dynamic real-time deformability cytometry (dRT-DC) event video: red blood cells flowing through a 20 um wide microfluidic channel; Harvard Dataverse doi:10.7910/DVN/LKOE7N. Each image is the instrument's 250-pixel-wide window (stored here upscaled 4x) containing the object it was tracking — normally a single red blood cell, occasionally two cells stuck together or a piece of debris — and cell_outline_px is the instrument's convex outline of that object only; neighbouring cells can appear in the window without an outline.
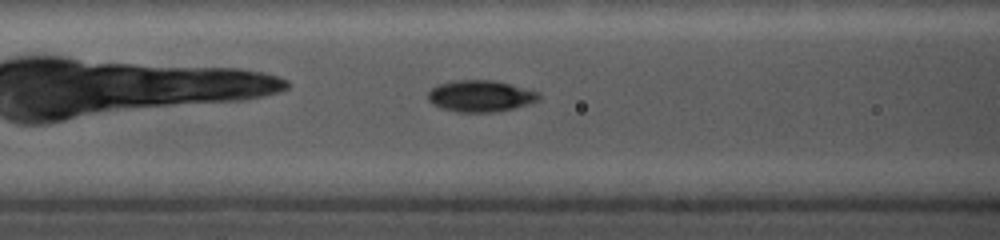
{"species": "common noctule bat (a hibernating species)", "species_latin": "Nyctalus noctula", "temperature_condition": "cold", "stored_images_in_passage": 31, "camera_frame_rate_fps": 5000, "um_per_image_px": 0.085, "animal": {"sex": "female", "body_mass_g": 19.0, "forearm_length_mm": 56.7}, "frame": {"image": 1, "passage_image": 15, "time_ms": 5.8, "image_size_px": [1000, 240], "cell_outline_px": [[540, 100], [532, 104], [516, 108], [496, 112], [456, 112], [440, 108], [432, 104], [428, 100], [428, 92], [436, 84], [452, 80], [496, 80], [540, 92]], "centroid_in_image_um": [40.86, 8.16], "position_along_channel_um": 125.7, "area_um2": 20.87}}
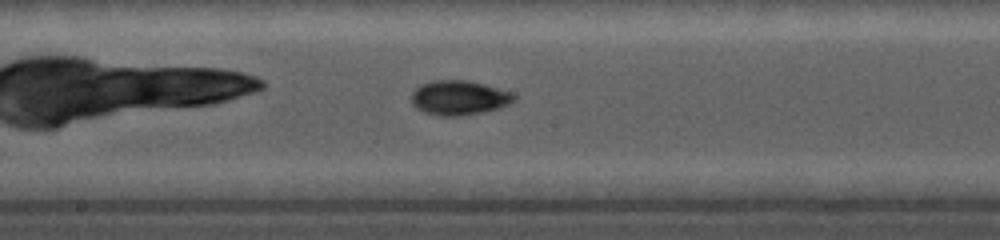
{"frame": {"image": 2, "passage_image": 20, "time_ms": 8.0, "image_size_px": [1000, 240], "cell_outline_px": [[516, 100], [500, 108], [484, 112], [460, 116], [440, 116], [424, 112], [416, 108], [412, 104], [412, 92], [420, 84], [432, 80], [468, 80], [484, 84], [512, 92], [516, 96]], "centroid_in_image_um": [39.03, 8.31], "position_along_channel_um": 209.2, "area_um2": 20.87}}
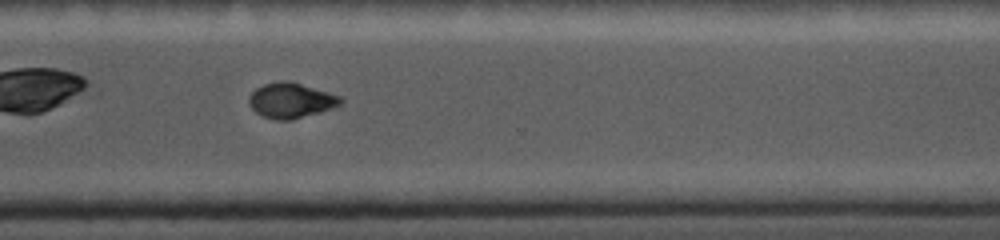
{"frame": {"image": 3, "passage_image": 29, "time_ms": 11.6, "image_size_px": [1000, 240], "cell_outline_px": [[344, 100], [340, 104], [320, 112], [292, 120], [276, 120], [264, 116], [256, 112], [248, 104], [248, 96], [256, 88], [264, 84], [280, 80], [288, 80], [328, 92], [340, 96]], "centroid_in_image_um": [24.7, 8.53], "position_along_channel_um": 345.9, "area_um2": 18.73}}